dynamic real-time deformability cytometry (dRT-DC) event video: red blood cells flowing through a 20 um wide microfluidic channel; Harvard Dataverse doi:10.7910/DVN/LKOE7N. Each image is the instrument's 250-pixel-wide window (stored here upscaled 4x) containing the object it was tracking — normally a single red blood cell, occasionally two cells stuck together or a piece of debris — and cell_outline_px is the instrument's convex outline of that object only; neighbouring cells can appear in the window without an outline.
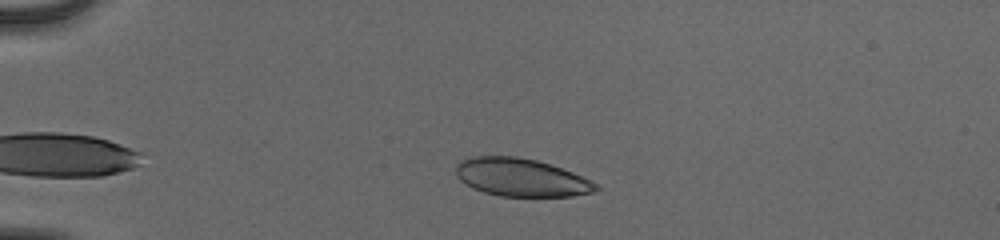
{"species": "human", "species_latin": "Homo sapiens", "temperature_condition": "cold", "stored_images_in_passage": 43, "camera_frame_rate_fps": 3000, "um_per_image_px": 0.085, "donor": {"sex": "male"}, "frame": {"image": 1, "passage_image": 3, "time_ms": 0.667, "image_size_px": [1000, 240], "cell_outline_px": [[600, 188], [596, 192], [572, 196], [500, 196], [484, 192], [472, 188], [460, 180], [456, 176], [456, 164], [460, 160], [472, 156], [516, 156], [536, 160], [572, 172], [600, 184]], "centroid_in_image_um": [44.3, 15.08], "position_along_channel_um": 40.7, "area_um2": 31.1}}
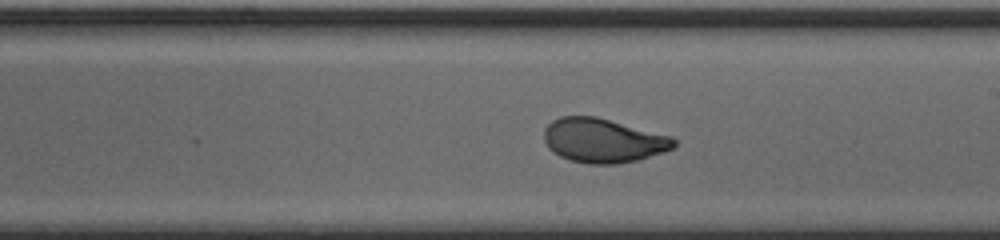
{"frame": {"image": 2, "passage_image": 22, "time_ms": 7.0, "image_size_px": [1000, 240], "cell_outline_px": [[676, 148], [664, 152], [636, 160], [616, 164], [588, 164], [568, 160], [552, 152], [548, 148], [544, 140], [544, 128], [552, 120], [560, 116], [596, 116], [672, 136], [676, 140]], "centroid_in_image_um": [51.26, 11.94], "position_along_channel_um": 237.7, "area_um2": 33.76}}
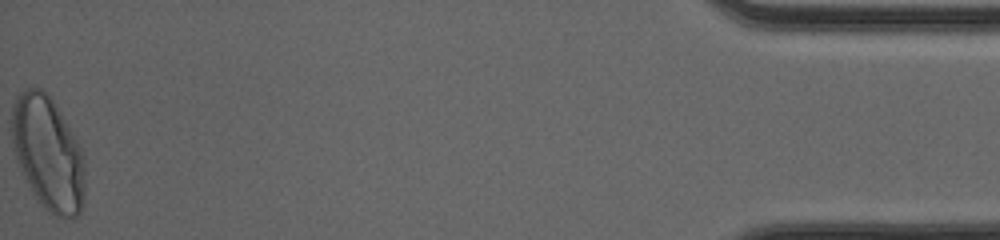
{"frame": {"image": 3, "passage_image": 43, "time_ms": 14.0, "image_size_px": [1000, 240], "cell_outline_px": [[84, 196], [80, 212], [72, 220], [56, 216], [32, 192], [16, 160], [12, 140], [12, 104], [20, 92], [28, 88], [40, 88], [52, 100], [60, 112], [76, 140], [80, 148], [84, 160]], "centroid_in_image_um": [4.07, 13.03], "position_along_channel_um": 431.1, "area_um2": 47.69}, "authors_computed_cell_mechanics": {"area_um2": 33.6396, "velocity_mm_per_s": 3.9496, "shape_relaxation_time_tau1_ms": 4.2471, "shape_relaxation_time_tau2_ms": null, "deformation_change_tau1": 0.1735, "deformation_change_tau2": null}}